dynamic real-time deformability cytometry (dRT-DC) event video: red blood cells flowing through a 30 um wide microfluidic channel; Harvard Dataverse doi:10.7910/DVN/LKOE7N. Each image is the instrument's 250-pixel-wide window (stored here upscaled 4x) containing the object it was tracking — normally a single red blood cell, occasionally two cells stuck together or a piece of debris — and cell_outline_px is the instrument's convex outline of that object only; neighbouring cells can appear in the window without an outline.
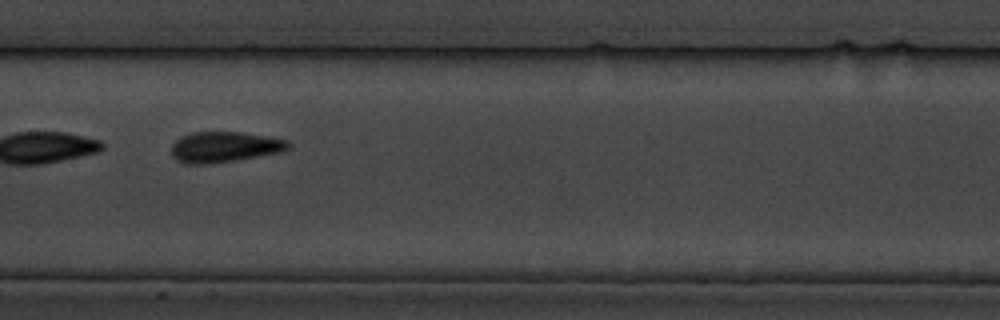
{"species": "common noctule bat (a hibernating species)", "species_latin": "Nyctalus noctula", "temperature_condition": "cold", "stored_images_in_passage": 10, "camera_frame_rate_fps": 3000, "um_per_image_px": 0.085, "animal": {"sex": "male", "body_mass_g": 19.5, "forearm_length_mm": 54.6}, "frame": {"image": 1, "passage_image": 4, "time_ms": 3.333, "image_size_px": [1000, 320], "cell_outline_px": [[292, 144], [288, 148], [280, 152], [236, 160], [212, 164], [184, 164], [176, 160], [172, 156], [172, 144], [180, 136], [192, 132], [240, 132], [288, 140]], "centroid_in_image_um": [19.04, 12.5], "position_along_channel_um": 188.4, "area_um2": 20.92}}
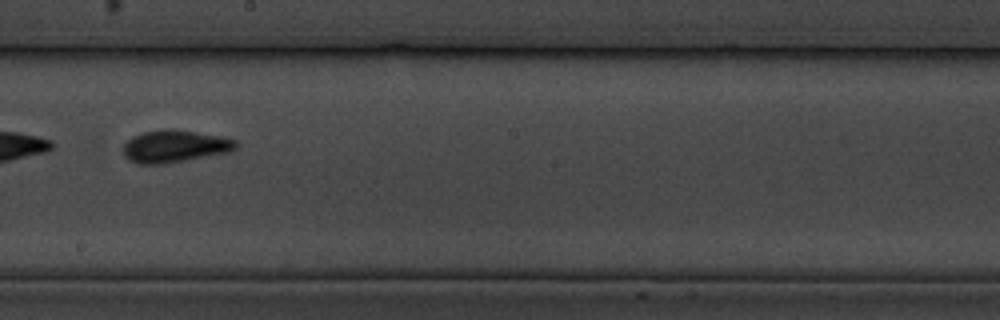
{"frame": {"image": 2, "passage_image": 5, "time_ms": 4.667, "image_size_px": [1000, 320], "cell_outline_px": [[236, 148], [232, 152], [160, 164], [136, 164], [128, 160], [124, 156], [124, 144], [132, 136], [144, 132], [164, 128], [172, 128], [220, 136], [236, 140]], "centroid_in_image_um": [14.83, 12.43], "position_along_channel_um": 233.4, "area_um2": 21.27}}
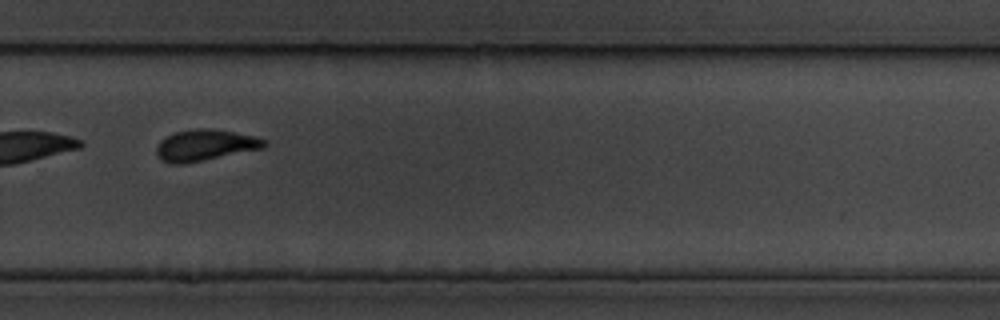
{"frame": {"image": 3, "passage_image": 7, "time_ms": 7.0, "image_size_px": [1000, 320], "cell_outline_px": [[268, 144], [264, 148], [188, 164], [172, 164], [160, 160], [156, 156], [156, 148], [160, 140], [176, 132], [196, 128], [208, 128], [256, 136], [268, 140]], "centroid_in_image_um": [17.45, 12.36], "position_along_channel_um": 312.4, "area_um2": 19.94}}